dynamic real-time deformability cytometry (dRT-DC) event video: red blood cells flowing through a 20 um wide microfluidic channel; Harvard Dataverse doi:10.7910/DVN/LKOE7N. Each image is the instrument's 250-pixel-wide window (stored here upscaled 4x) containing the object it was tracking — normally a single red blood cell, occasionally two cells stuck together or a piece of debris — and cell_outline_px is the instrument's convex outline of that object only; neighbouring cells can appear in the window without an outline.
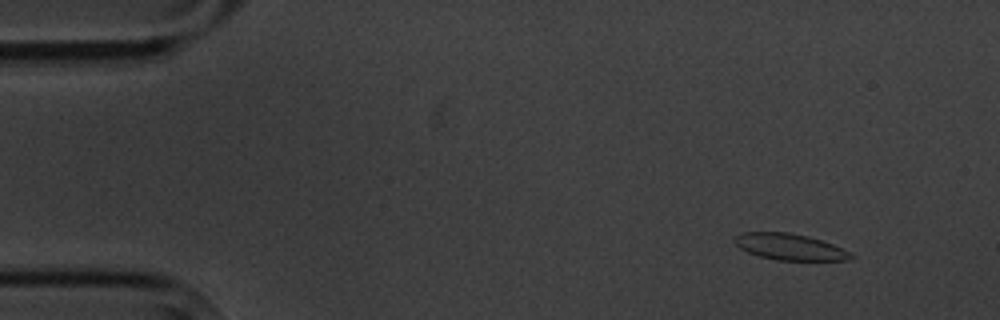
{"species": "common noctule bat (a hibernating species)", "species_latin": "Nyctalus noctula", "temperature_condition": "cold", "stored_images_in_passage": 4, "camera_frame_rate_fps": 3000, "um_per_image_px": 0.085, "animal": {"sex": "male", "body_mass_g": 20.1, "forearm_length_mm": 53.5}, "frame": {"image": 1, "passage_image": 1, "time_ms": 0.0, "image_size_px": [1000, 320], "cell_outline_px": [[856, 256], [848, 260], [776, 260], [760, 256], [748, 252], [740, 248], [736, 244], [736, 236], [744, 232], [788, 232], [808, 236], [832, 244]], "centroid_in_image_um": [67.13, 20.98], "position_along_channel_um": 17.9, "area_um2": 17.51}}
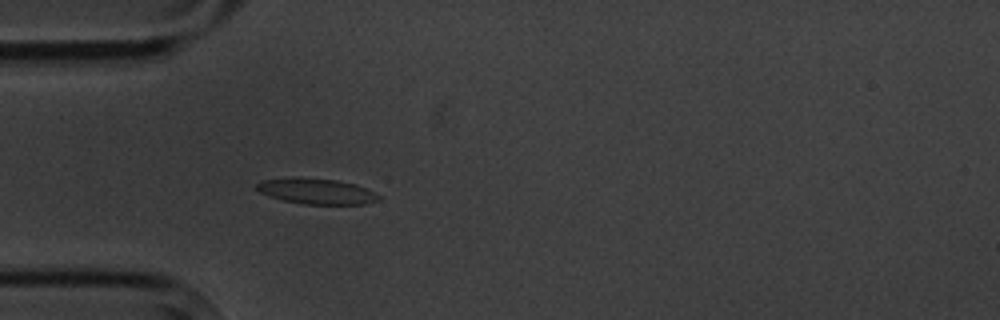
{"frame": {"image": 2, "passage_image": 4, "time_ms": 3.667, "image_size_px": [1000, 320], "cell_outline_px": [[380, 200], [364, 204], [304, 204], [284, 200], [268, 196], [260, 192], [256, 188], [256, 184], [260, 180], [336, 180], [356, 184], [380, 196]], "centroid_in_image_um": [26.95, 16.31], "position_along_channel_um": 58.0, "area_um2": 17.22}}